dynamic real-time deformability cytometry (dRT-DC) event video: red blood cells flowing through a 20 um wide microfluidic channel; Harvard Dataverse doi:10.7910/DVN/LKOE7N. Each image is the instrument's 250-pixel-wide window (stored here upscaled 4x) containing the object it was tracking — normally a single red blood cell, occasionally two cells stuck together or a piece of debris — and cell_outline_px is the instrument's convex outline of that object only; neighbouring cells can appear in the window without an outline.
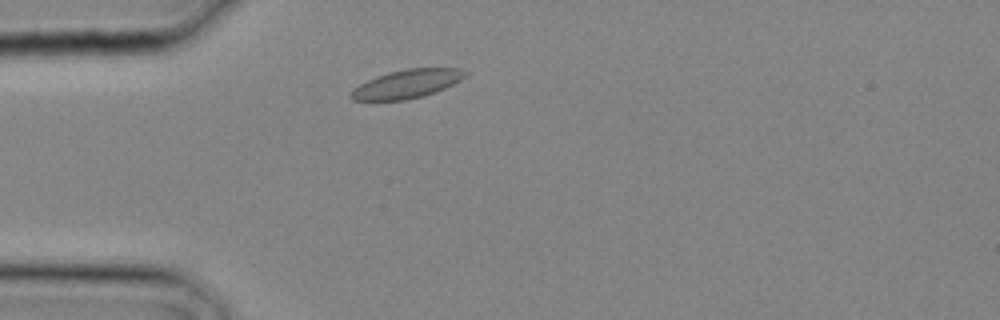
{"species": "common noctule bat (a hibernating species)", "species_latin": "Nyctalus noctula", "temperature_condition": "cold", "stored_images_in_passage": 1, "camera_frame_rate_fps": 3000, "um_per_image_px": 0.085, "animal": {"sex": "male", "body_mass_g": 20.4}, "frame": {"image": 1, "passage_image": 1, "time_ms": 0.0, "image_size_px": [1000, 320], "cell_outline_px": [[468, 72], [460, 80], [436, 92], [404, 100], [352, 100], [348, 96], [360, 84], [376, 76], [388, 72], [408, 68], [456, 68]], "centroid_in_image_um": [34.57, 7.12], "position_along_channel_um": 50.4, "area_um2": 18.67}}